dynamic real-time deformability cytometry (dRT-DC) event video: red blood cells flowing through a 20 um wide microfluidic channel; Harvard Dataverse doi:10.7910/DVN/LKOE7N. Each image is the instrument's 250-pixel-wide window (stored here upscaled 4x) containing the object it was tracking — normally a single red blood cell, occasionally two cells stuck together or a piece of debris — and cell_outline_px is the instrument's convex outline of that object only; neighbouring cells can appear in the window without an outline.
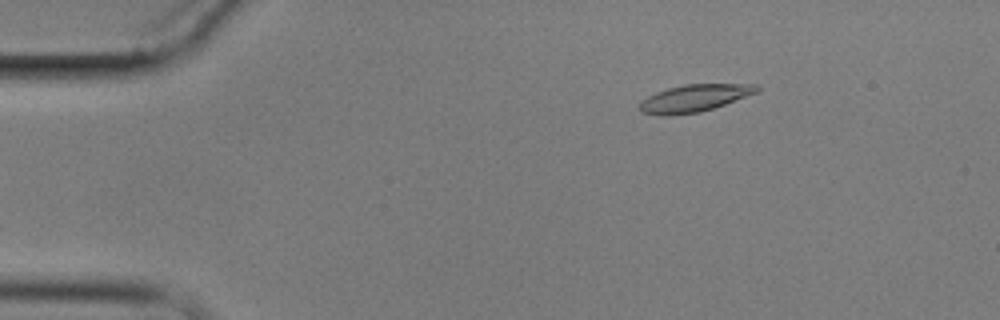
{"species": "common noctule bat (a hibernating species)", "species_latin": "Nyctalus noctula", "temperature_condition": "cold", "stored_images_in_passage": 6, "camera_frame_rate_fps": 3000, "um_per_image_px": 0.085, "animal": {"sex": "male", "body_mass_g": 17.9}, "frame": {"image": 1, "passage_image": 6, "time_ms": 5.667, "image_size_px": [1000, 320], "cell_outline_px": [[760, 92], [700, 112], [668, 116], [660, 116], [640, 112], [640, 104], [648, 96], [656, 92], [668, 88], [684, 84], [756, 84], [760, 88]], "centroid_in_image_um": [59.03, 8.35], "position_along_channel_um": 26.0, "area_um2": 18.61}}